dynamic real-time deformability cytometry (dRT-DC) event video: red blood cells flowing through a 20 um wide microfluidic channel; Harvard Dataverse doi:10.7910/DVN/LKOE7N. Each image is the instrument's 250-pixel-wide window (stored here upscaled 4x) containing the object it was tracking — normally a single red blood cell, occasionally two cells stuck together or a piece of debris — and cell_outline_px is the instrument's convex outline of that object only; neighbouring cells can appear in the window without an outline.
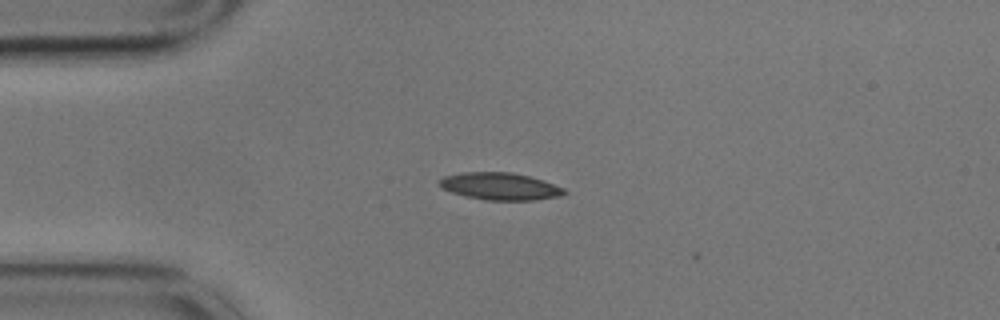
{"species": "common noctule bat (a hibernating species)", "species_latin": "Nyctalus noctula", "temperature_condition": "cold", "stored_images_in_passage": 4, "camera_frame_rate_fps": 3000, "um_per_image_px": 0.085, "animal": {"sex": "male", "body_mass_g": 17.9}, "frame": {"image": 1, "passage_image": 1, "time_ms": 0.0, "image_size_px": [1000, 320], "cell_outline_px": [[568, 192], [560, 196], [532, 200], [484, 200], [464, 196], [452, 192], [444, 188], [440, 184], [440, 180], [444, 176], [464, 172], [512, 172], [544, 180], [564, 188]], "centroid_in_image_um": [42.54, 15.84], "position_along_channel_um": 42.5, "area_um2": 19.71}}